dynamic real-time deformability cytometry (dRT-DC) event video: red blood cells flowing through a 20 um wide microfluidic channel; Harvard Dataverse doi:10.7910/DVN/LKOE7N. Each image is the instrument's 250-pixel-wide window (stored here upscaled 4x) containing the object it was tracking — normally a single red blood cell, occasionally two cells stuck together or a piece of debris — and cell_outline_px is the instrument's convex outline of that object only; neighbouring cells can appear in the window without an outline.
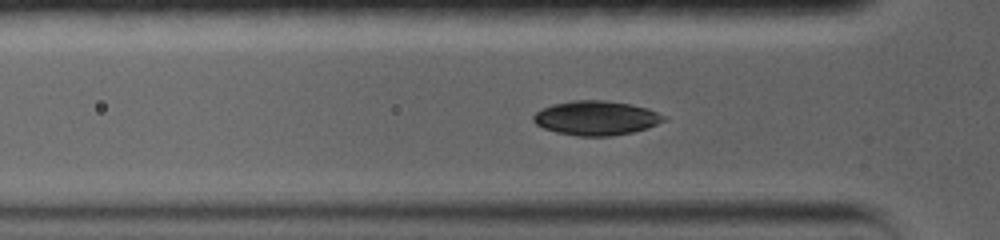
{"species": "common noctule bat (a hibernating species)", "species_latin": "Nyctalus noctula", "temperature_condition": "warm", "stored_images_in_passage": 27, "camera_frame_rate_fps": 5000, "um_per_image_px": 0.085, "animal": {"sex": "female", "body_mass_g": 19.0, "forearm_length_mm": 56.7}, "frame": {"image": 1, "passage_image": 2, "time_ms": 0.4, "image_size_px": [1000, 240], "cell_outline_px": [[664, 120], [648, 128], [632, 132], [612, 136], [576, 136], [556, 132], [544, 128], [536, 124], [532, 120], [532, 116], [536, 112], [552, 104], [572, 100], [604, 100], [628, 104], [648, 108], [664, 116]], "centroid_in_image_um": [50.63, 10.03], "position_along_channel_um": 75.2, "area_um2": 25.95}}
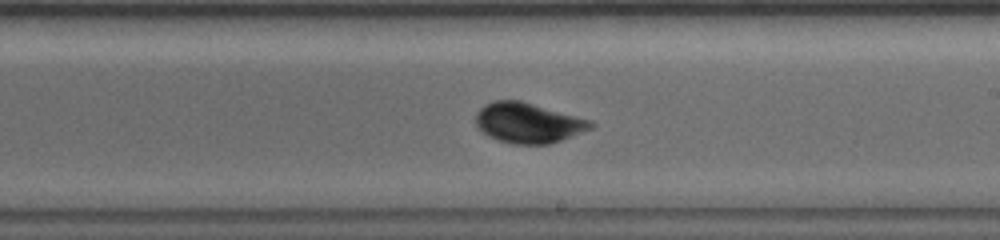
{"frame": {"image": 2, "passage_image": 15, "time_ms": 5.0, "image_size_px": [1000, 240], "cell_outline_px": [[596, 124], [592, 128], [572, 136], [548, 144], [512, 144], [488, 136], [476, 124], [476, 112], [484, 104], [492, 100], [520, 100], [592, 120]], "centroid_in_image_um": [44.9, 10.43], "position_along_channel_um": 244.1, "area_um2": 26.88}}
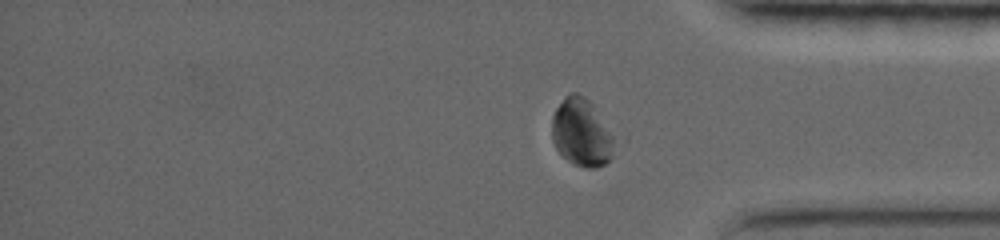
{"frame": {"image": 3, "passage_image": 26, "time_ms": 9.0, "image_size_px": [1000, 240], "cell_outline_px": [[620, 140], [612, 156], [604, 164], [596, 168], [584, 168], [568, 160], [556, 148], [552, 140], [552, 116], [556, 108], [564, 96], [572, 92], [576, 92], [584, 96], [592, 104]], "centroid_in_image_um": [49.5, 11.27], "position_along_channel_um": 385.7, "area_um2": 25.32}}